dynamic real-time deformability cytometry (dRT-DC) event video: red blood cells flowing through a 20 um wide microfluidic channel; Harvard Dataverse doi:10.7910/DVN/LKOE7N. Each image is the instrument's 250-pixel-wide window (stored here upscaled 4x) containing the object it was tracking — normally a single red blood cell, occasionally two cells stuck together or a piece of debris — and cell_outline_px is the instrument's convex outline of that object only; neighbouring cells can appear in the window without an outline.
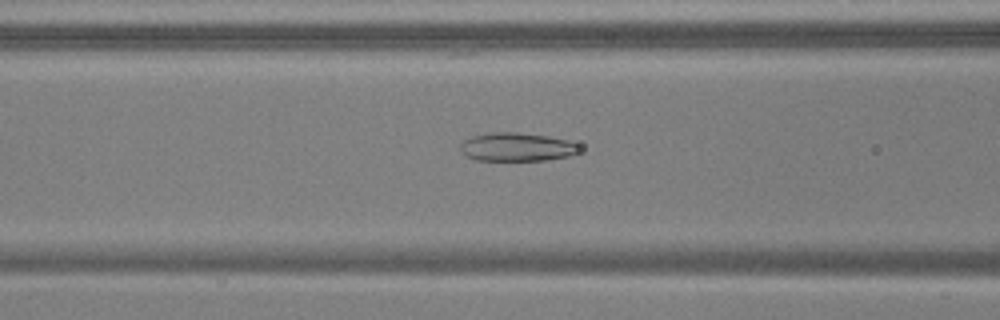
{"species": "common noctule bat (a hibernating species)", "species_latin": "Nyctalus noctula", "temperature_condition": "warm", "stored_images_in_passage": 51, "camera_frame_rate_fps": 3000, "um_per_image_px": 0.085, "animal": {"sex": "male", "body_mass_g": 17.9, "forearm_length_mm": 54.2}, "frame": {"image": 1, "passage_image": 20, "time_ms": 6.333, "image_size_px": [1000, 320], "cell_outline_px": [[580, 148], [576, 152], [568, 156], [544, 160], [476, 160], [468, 156], [460, 148], [460, 144], [464, 140], [472, 136], [492, 132], [516, 132], [548, 136], [568, 140], [576, 144]], "centroid_in_image_um": [43.91, 12.48], "position_along_channel_um": 122.7, "area_um2": 19.48}}
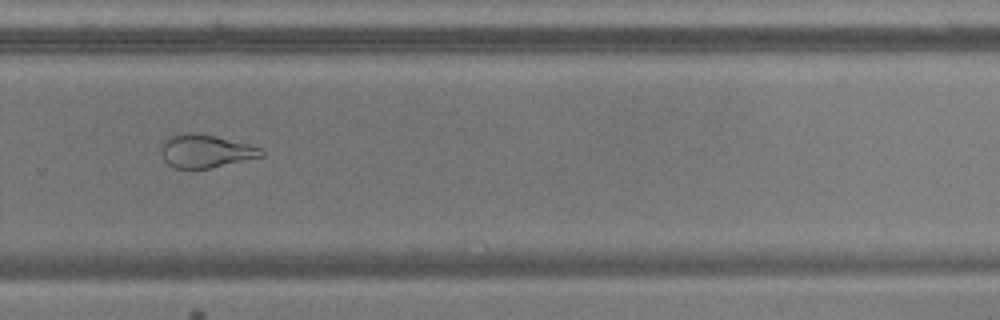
{"frame": {"image": 2, "passage_image": 35, "time_ms": 11.333, "image_size_px": [1000, 320], "cell_outline_px": [[264, 156], [208, 168], [172, 168], [164, 160], [160, 152], [160, 148], [164, 140], [168, 136], [180, 132], [200, 132], [248, 144], [260, 148], [264, 152]], "centroid_in_image_um": [17.41, 12.82], "position_along_channel_um": 312.4, "area_um2": 19.54}}
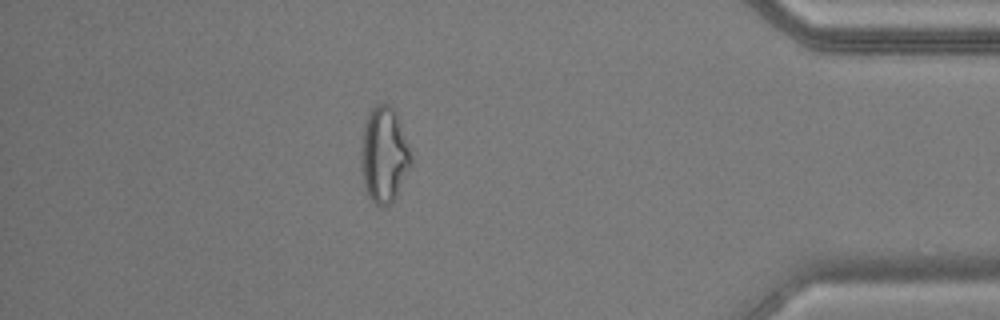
{"frame": {"image": 3, "passage_image": 45, "time_ms": 14.667, "image_size_px": [1000, 320], "cell_outline_px": [[412, 164], [396, 196], [388, 204], [380, 208], [368, 196], [364, 188], [360, 168], [360, 160], [364, 124], [368, 112], [376, 104], [388, 104], [392, 108], [396, 116], [412, 156]], "centroid_in_image_um": [32.61, 13.2], "position_along_channel_um": 402.6, "area_um2": 27.69}, "authors_computed_cell_mechanics": {"area_um2": 25.2008, "velocity_mm_per_s": 3.811, "shape_relaxation_time_tau1_ms": null, "shape_relaxation_time_tau2_ms": 2.0818, "deformation_change_tau1": null, "deformation_change_tau2": 0.1064}}